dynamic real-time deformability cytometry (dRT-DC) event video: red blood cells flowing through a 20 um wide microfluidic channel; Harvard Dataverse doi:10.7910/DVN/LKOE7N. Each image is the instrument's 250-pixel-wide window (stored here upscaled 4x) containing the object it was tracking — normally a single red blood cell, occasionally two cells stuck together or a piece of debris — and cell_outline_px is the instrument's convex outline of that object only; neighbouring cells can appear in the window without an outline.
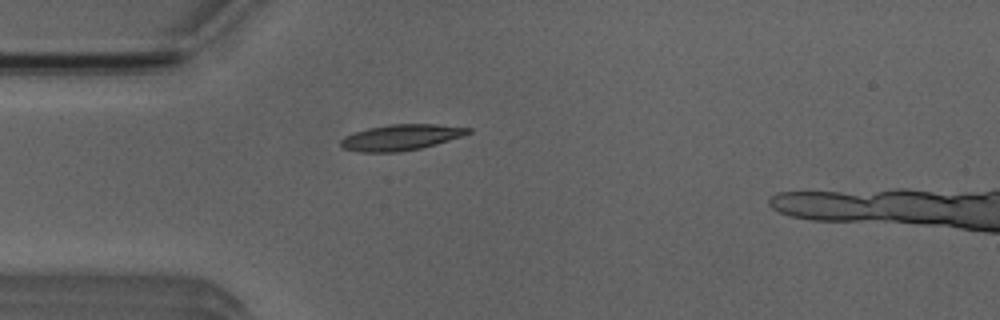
{"species": "Egyptian fruit bat (a non-hibernating species)", "species_latin": "Rousettus aegyptiacus", "temperature_condition": "room temperature", "stored_images_in_passage": 2, "camera_frame_rate_fps": 3000, "um_per_image_px": 0.085, "animal": {"sex": "male"}, "frame": {"image": 1, "passage_image": 2, "time_ms": 1.0, "image_size_px": [1000, 320], "cell_outline_px": [[472, 132], [436, 144], [420, 148], [400, 152], [360, 152], [344, 148], [340, 144], [340, 140], [344, 136], [368, 128], [388, 124], [436, 124], [472, 128]], "centroid_in_image_um": [34.07, 11.67], "position_along_channel_um": 50.9, "area_um2": 19.07}}